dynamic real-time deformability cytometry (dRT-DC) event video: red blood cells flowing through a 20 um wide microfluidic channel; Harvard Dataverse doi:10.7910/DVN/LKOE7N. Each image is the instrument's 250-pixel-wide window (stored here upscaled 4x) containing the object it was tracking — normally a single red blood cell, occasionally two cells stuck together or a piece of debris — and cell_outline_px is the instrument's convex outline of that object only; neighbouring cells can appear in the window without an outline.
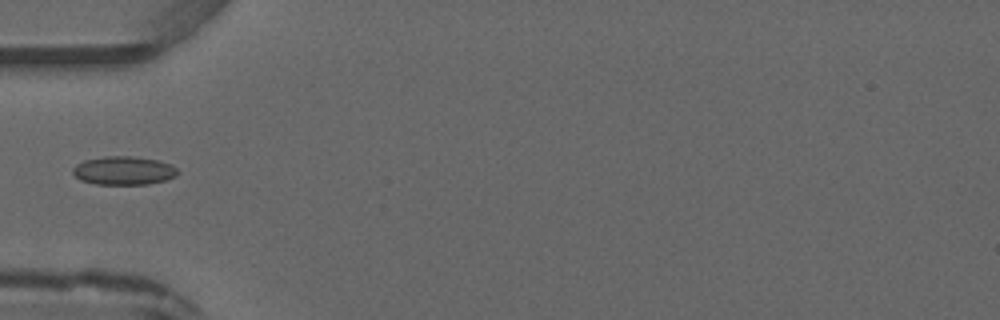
{"species": "common noctule bat (a hibernating species)", "species_latin": "Nyctalus noctula", "temperature_condition": "warm", "stored_images_in_passage": 1, "camera_frame_rate_fps": 3000, "um_per_image_px": 0.085, "animal": {"sex": "male", "forearm_length_mm": 52.5}, "frame": {"image": 1, "passage_image": 1, "time_ms": 0.0, "image_size_px": [1000, 320], "cell_outline_px": [[176, 176], [164, 180], [148, 184], [96, 184], [80, 180], [72, 172], [72, 168], [76, 164], [84, 160], [104, 156], [132, 156], [156, 160], [172, 164], [176, 168]], "centroid_in_image_um": [10.48, 14.49], "position_along_channel_um": 74.5, "area_um2": 17.34}}